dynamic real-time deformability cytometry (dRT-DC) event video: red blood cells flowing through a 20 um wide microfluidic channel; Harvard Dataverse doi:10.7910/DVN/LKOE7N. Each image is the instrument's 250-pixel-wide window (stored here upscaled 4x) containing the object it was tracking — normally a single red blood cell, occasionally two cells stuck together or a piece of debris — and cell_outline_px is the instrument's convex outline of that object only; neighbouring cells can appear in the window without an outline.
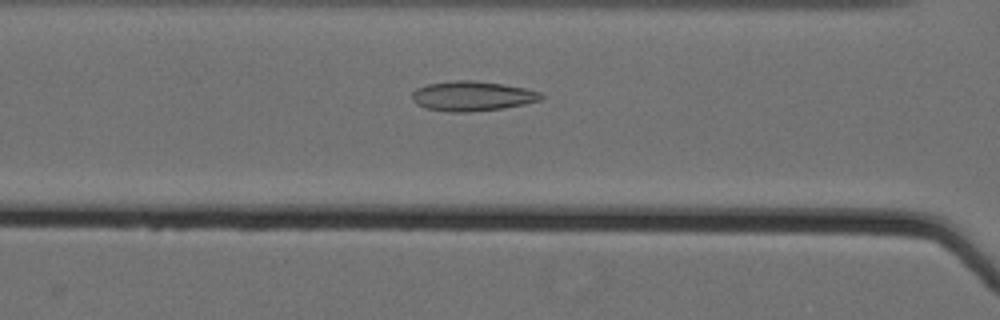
{"species": "Egyptian fruit bat (a non-hibernating species)", "species_latin": "Rousettus aegyptiacus", "temperature_condition": "cold", "stored_images_in_passage": 41, "camera_frame_rate_fps": 3000, "um_per_image_px": 0.085, "animal": {"sex": "female"}, "frame": {"image": 1, "passage_image": 11, "time_ms": 3.333, "image_size_px": [1000, 320], "cell_outline_px": [[544, 96], [540, 100], [524, 104], [500, 108], [468, 112], [444, 112], [428, 108], [416, 104], [412, 100], [412, 92], [416, 88], [428, 84], [456, 80], [472, 80], [504, 84], [524, 88], [540, 92]], "centroid_in_image_um": [40.11, 8.16], "position_along_channel_um": 126.5, "area_um2": 22.31}}
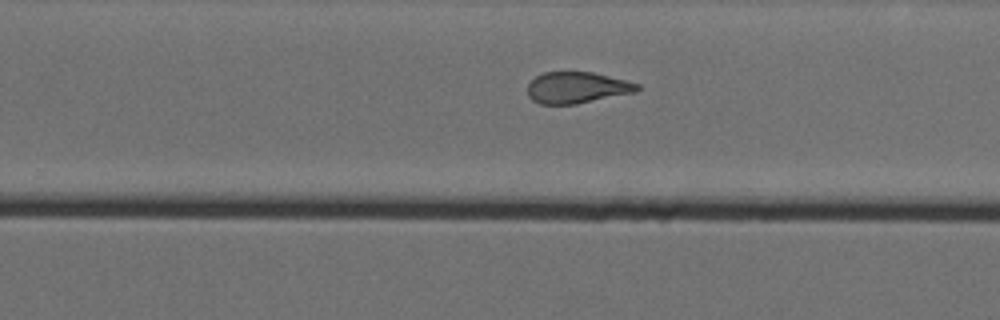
{"frame": {"image": 2, "passage_image": 24, "time_ms": 7.667, "image_size_px": [1000, 320], "cell_outline_px": [[640, 88], [636, 92], [576, 104], [540, 104], [532, 100], [528, 96], [528, 84], [536, 76], [544, 72], [592, 72], [640, 84]], "centroid_in_image_um": [49.03, 7.45], "position_along_channel_um": 280.8, "area_um2": 19.94}}
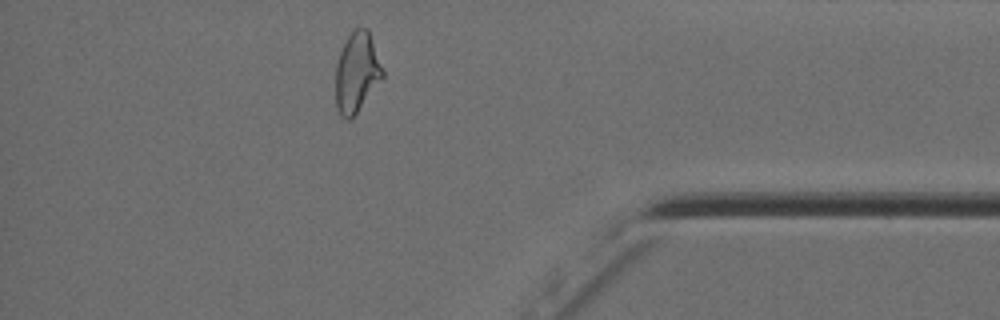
{"frame": {"image": 3, "passage_image": 36, "time_ms": 11.667, "image_size_px": [1000, 320], "cell_outline_px": [[384, 76], [356, 112], [348, 120], [340, 116], [336, 108], [336, 64], [340, 52], [348, 36], [356, 28], [368, 28], [384, 72]], "centroid_in_image_um": [30.32, 6.15], "position_along_channel_um": 404.9, "area_um2": 21.5}}